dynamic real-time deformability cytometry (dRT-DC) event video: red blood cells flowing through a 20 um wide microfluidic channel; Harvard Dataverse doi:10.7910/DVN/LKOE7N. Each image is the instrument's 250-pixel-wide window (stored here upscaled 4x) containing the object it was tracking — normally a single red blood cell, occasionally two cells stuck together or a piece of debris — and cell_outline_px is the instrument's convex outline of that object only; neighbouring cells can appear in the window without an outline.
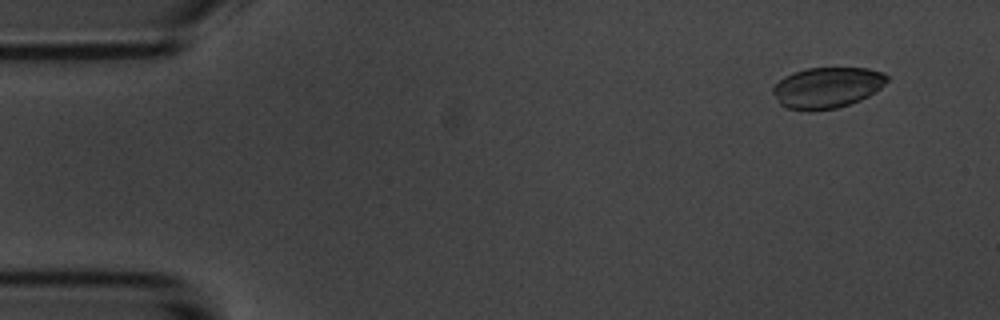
{"species": "common noctule bat (a hibernating species)", "species_latin": "Nyctalus noctula", "temperature_condition": "room temperature", "stored_images_in_passage": 3, "camera_frame_rate_fps": 3000, "um_per_image_px": 0.085, "animal": {"sex": "male", "body_mass_g": 20.1, "forearm_length_mm": 53.5}, "frame": {"image": 1, "passage_image": 1, "time_ms": 0.0, "image_size_px": [1000, 320], "cell_outline_px": [[888, 80], [876, 92], [860, 100], [836, 108], [812, 112], [808, 112], [788, 108], [780, 104], [772, 92], [772, 88], [784, 76], [808, 68], [868, 68], [884, 72], [888, 76]], "centroid_in_image_um": [70.31, 7.46], "position_along_channel_um": 14.7, "area_um2": 27.28}}